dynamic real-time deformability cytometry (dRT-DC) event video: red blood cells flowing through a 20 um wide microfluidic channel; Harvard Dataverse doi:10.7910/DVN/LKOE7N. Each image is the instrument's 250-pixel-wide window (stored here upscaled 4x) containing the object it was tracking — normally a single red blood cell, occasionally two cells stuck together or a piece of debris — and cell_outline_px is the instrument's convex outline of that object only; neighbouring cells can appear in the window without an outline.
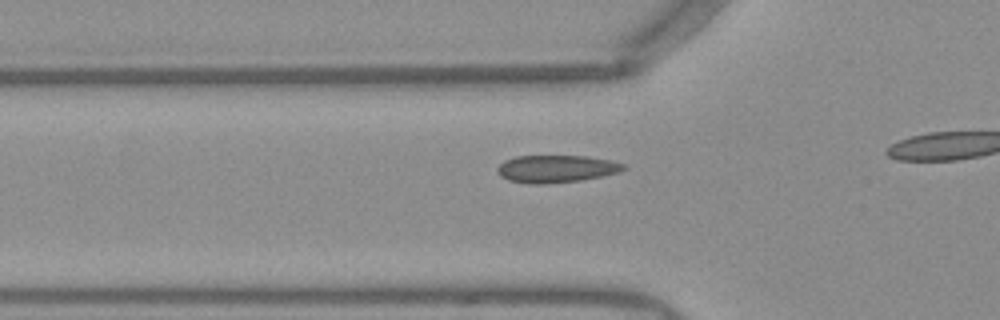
{"species": "Egyptian fruit bat (a non-hibernating species)", "species_latin": "Rousettus aegyptiacus", "temperature_condition": "warm", "stored_images_in_passage": 23, "camera_frame_rate_fps": 3000, "um_per_image_px": 0.085, "frame": {"image": 1, "passage_image": 8, "time_ms": 2.333, "image_size_px": [1000, 320], "cell_outline_px": [[628, 168], [620, 172], [580, 180], [544, 184], [528, 184], [508, 180], [500, 176], [496, 168], [504, 160], [516, 156], [588, 156], [612, 160], [628, 164]], "centroid_in_image_um": [47.31, 14.34], "position_along_channel_um": 78.5, "area_um2": 20.4}}
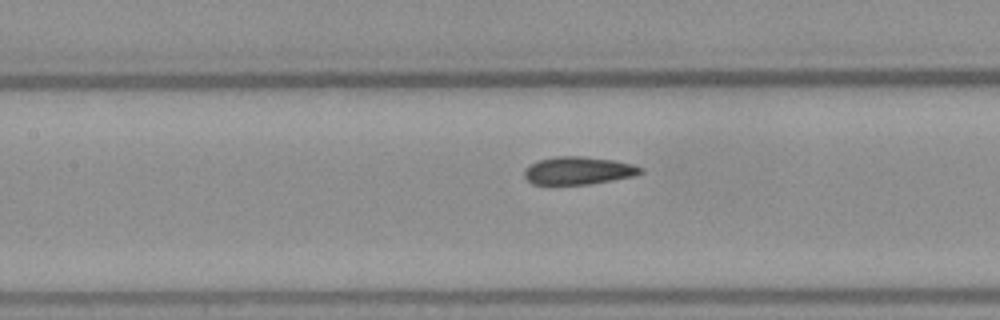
{"frame": {"image": 2, "passage_image": 14, "time_ms": 4.333, "image_size_px": [1000, 320], "cell_outline_px": [[644, 172], [636, 176], [588, 184], [532, 184], [524, 176], [524, 172], [532, 164], [540, 160], [556, 156], [580, 156], [616, 160], [632, 164], [644, 168]], "centroid_in_image_um": [49.23, 14.5], "position_along_channel_um": 158.2, "area_um2": 18.73}}
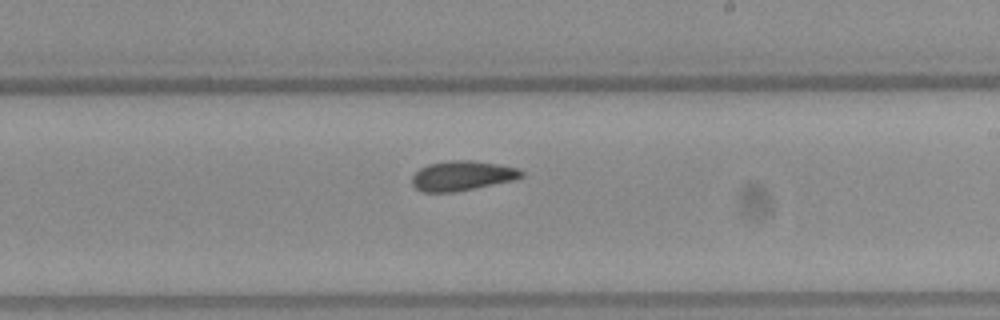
{"frame": {"image": 3, "passage_image": 21, "time_ms": 6.667, "image_size_px": [1000, 320], "cell_outline_px": [[524, 176], [512, 180], [452, 192], [424, 192], [416, 188], [412, 184], [412, 176], [420, 168], [428, 164], [452, 160], [472, 160], [500, 164], [520, 168], [524, 172]], "centroid_in_image_um": [39.29, 14.92], "position_along_channel_um": 249.7, "area_um2": 18.84}}